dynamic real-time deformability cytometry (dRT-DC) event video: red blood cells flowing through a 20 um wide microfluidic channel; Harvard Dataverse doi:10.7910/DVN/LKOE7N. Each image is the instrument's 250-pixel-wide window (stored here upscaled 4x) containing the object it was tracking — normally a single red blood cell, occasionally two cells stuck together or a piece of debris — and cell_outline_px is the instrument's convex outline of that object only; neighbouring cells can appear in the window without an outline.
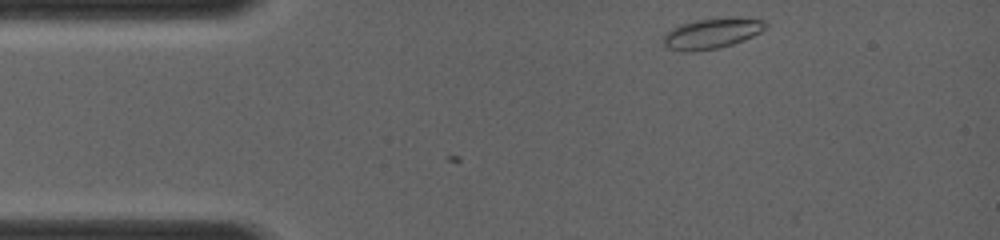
{"species": "common noctule bat (a hibernating species)", "species_latin": "Nyctalus noctula", "temperature_condition": "room temperature", "stored_images_in_passage": 2, "camera_frame_rate_fps": 4000, "um_per_image_px": 0.085, "animal": {"sex": "female", "body_mass_g": 19.0, "forearm_length_mm": 56.7}, "frame": {"image": 1, "passage_image": 1, "time_ms": 0.0, "image_size_px": [1000, 240], "cell_outline_px": [[768, 28], [744, 40], [720, 48], [696, 52], [684, 52], [668, 48], [664, 44], [664, 36], [672, 28], [680, 24], [696, 20], [732, 16], [764, 20], [768, 24]], "centroid_in_image_um": [60.55, 2.83], "position_along_channel_um": 24.5, "area_um2": 18.44}}